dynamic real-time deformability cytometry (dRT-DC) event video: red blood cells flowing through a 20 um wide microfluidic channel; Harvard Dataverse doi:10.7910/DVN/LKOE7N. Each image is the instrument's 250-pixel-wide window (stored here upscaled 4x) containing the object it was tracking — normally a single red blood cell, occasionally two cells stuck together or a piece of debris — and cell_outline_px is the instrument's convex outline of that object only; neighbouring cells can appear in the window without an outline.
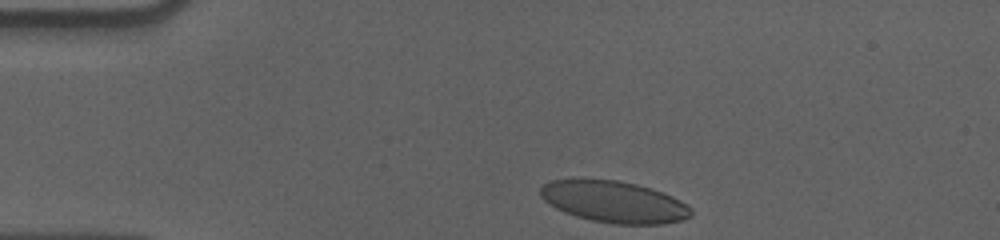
{"species": "human", "species_latin": "Homo sapiens", "temperature_condition": "cold", "stored_images_in_passage": 37, "camera_frame_rate_fps": 3000, "um_per_image_px": 0.085, "donor": {"sex": "male"}, "frame": {"image": 1, "passage_image": 1, "time_ms": 0.0, "image_size_px": [1000, 240], "cell_outline_px": [[692, 216], [684, 220], [660, 224], [612, 224], [592, 220], [576, 216], [564, 212], [556, 208], [544, 200], [540, 196], [540, 188], [544, 184], [552, 180], [572, 176], [616, 180], [636, 184], [672, 196], [688, 204], [692, 208]], "centroid_in_image_um": [52.15, 17.12], "position_along_channel_um": 32.8, "area_um2": 37.17}}
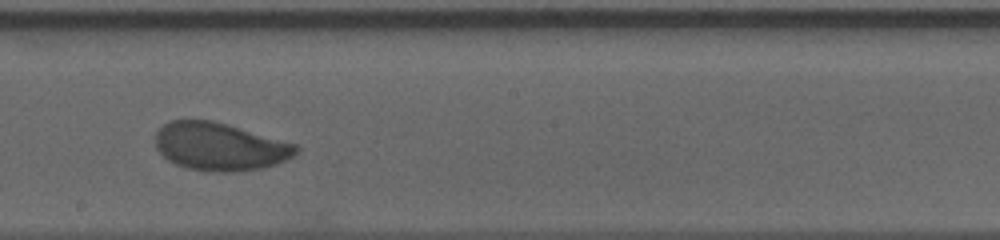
{"frame": {"image": 2, "passage_image": 22, "time_ms": 7.0, "image_size_px": [1000, 240], "cell_outline_px": [[300, 148], [292, 156], [276, 164], [260, 168], [232, 172], [212, 172], [188, 168], [176, 164], [168, 160], [156, 148], [156, 132], [168, 120], [212, 120], [228, 124], [296, 144]], "centroid_in_image_um": [18.66, 12.45], "position_along_channel_um": 229.5, "area_um2": 39.07}}
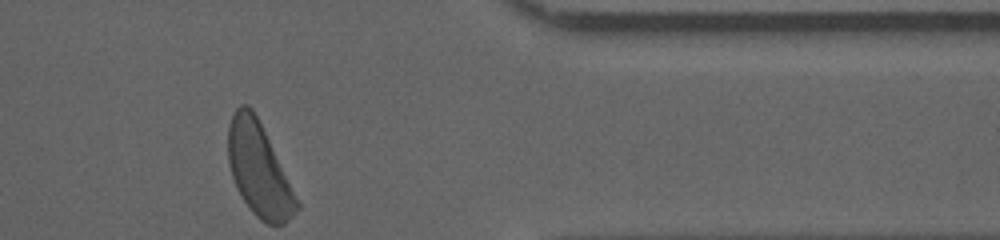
{"frame": {"image": 3, "passage_image": 37, "time_ms": 12.0, "image_size_px": [1000, 240], "cell_outline_px": [[300, 208], [284, 224], [268, 224], [260, 220], [252, 212], [236, 188], [228, 164], [228, 124], [236, 108], [240, 104], [248, 104], [252, 108], [300, 204]], "centroid_in_image_um": [21.98, 14.43], "position_along_channel_um": 389.4, "area_um2": 36.53}, "authors_computed_cell_mechanics": {"area_um2": 39.0728, "velocity_mm_per_s": 3.564, "shape_relaxation_time_tau1_ms": 3.6869, "shape_relaxation_time_tau2_ms": 1.1549, "deformation_change_tau1": 0.1391, "deformation_change_tau2": 0.0669}}